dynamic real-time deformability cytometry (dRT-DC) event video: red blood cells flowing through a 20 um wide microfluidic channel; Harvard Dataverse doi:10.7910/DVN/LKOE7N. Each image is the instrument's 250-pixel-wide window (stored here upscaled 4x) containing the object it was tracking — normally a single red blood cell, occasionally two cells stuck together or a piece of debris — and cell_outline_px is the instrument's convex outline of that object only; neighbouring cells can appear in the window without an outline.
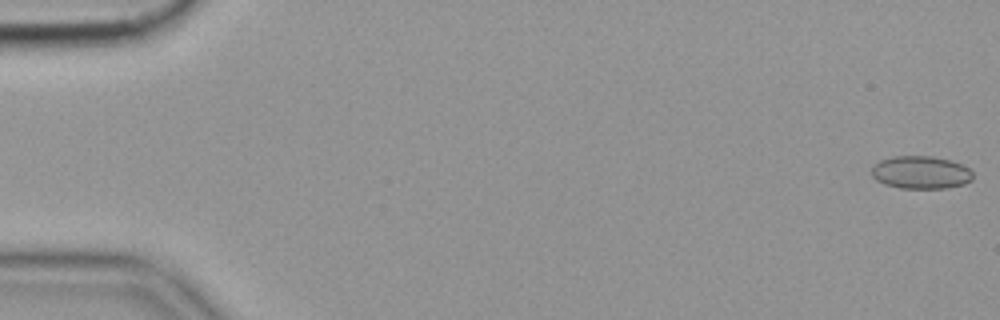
{"species": "common noctule bat (a hibernating species)", "species_latin": "Nyctalus noctula", "temperature_condition": "cold", "stored_images_in_passage": 57, "camera_frame_rate_fps": 3000, "um_per_image_px": 0.085, "animal": {"sex": "female", "body_mass_g": 19.9}, "frame": {"image": 1, "passage_image": 1, "time_ms": 0.0, "image_size_px": [1000, 320], "cell_outline_px": [[972, 180], [964, 184], [944, 188], [900, 188], [884, 184], [876, 180], [872, 176], [872, 168], [880, 160], [892, 156], [932, 156], [964, 164], [972, 172]], "centroid_in_image_um": [78.27, 14.65], "position_along_channel_um": 6.7, "area_um2": 19.36}}
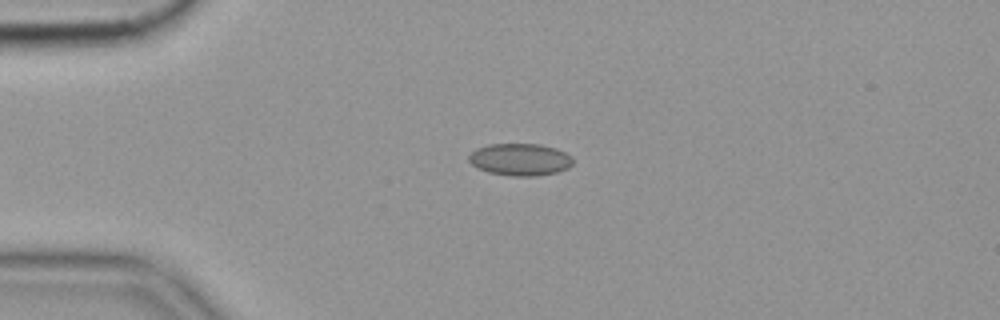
{"frame": {"image": 2, "passage_image": 14, "time_ms": 4.333, "image_size_px": [1000, 320], "cell_outline_px": [[572, 164], [568, 168], [556, 172], [536, 176], [512, 176], [488, 172], [476, 168], [468, 160], [468, 156], [476, 148], [488, 144], [540, 144], [556, 148], [572, 156]], "centroid_in_image_um": [44.19, 13.55], "position_along_channel_um": 40.8, "area_um2": 19.59}}
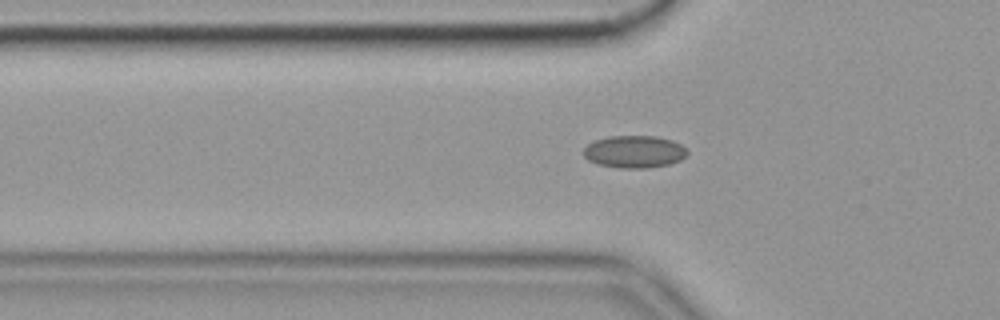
{"frame": {"image": 3, "passage_image": 19, "time_ms": 6.0, "image_size_px": [1000, 320], "cell_outline_px": [[688, 152], [680, 160], [668, 164], [648, 168], [620, 168], [596, 164], [588, 160], [584, 156], [584, 148], [588, 144], [596, 140], [608, 136], [656, 136], [672, 140], [680, 144]], "centroid_in_image_um": [53.89, 12.9], "position_along_channel_um": 71.9, "area_um2": 19.48}, "authors_computed_cell_mechanics": {"area_um2": 18.6116, "velocity_mm_per_s": 3.5699, "shape_relaxation_time_tau1_ms": null, "shape_relaxation_time_tau2_ms": 1.0392, "deformation_change_tau1": null, "deformation_change_tau2": 0.0425}}